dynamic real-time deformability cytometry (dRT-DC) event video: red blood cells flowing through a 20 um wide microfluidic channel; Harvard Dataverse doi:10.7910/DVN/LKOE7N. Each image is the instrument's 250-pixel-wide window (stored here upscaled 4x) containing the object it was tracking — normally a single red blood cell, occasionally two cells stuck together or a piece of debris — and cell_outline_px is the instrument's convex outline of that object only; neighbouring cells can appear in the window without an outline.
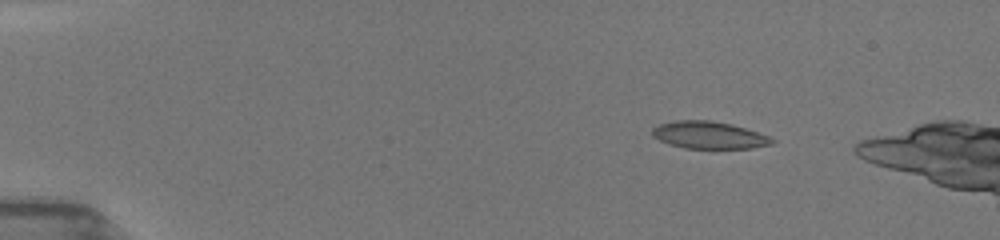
{"species": "common noctule bat (a hibernating species)", "species_latin": "Nyctalus noctula", "temperature_condition": "room temperature", "stored_images_in_passage": 14, "camera_frame_rate_fps": 3000, "um_per_image_px": 0.085, "animal": {"sex": "female", "body_mass_g": 19.5, "forearm_length_mm": 54.1}, "frame": {"image": 1, "passage_image": 5, "time_ms": 1.333, "image_size_px": [1000, 240], "cell_outline_px": [[776, 140], [772, 144], [752, 148], [684, 148], [668, 144], [652, 136], [652, 128], [660, 124], [676, 120], [712, 120], [732, 124], [768, 136]], "centroid_in_image_um": [60.24, 11.48], "position_along_channel_um": 24.8, "area_um2": 18.96}}